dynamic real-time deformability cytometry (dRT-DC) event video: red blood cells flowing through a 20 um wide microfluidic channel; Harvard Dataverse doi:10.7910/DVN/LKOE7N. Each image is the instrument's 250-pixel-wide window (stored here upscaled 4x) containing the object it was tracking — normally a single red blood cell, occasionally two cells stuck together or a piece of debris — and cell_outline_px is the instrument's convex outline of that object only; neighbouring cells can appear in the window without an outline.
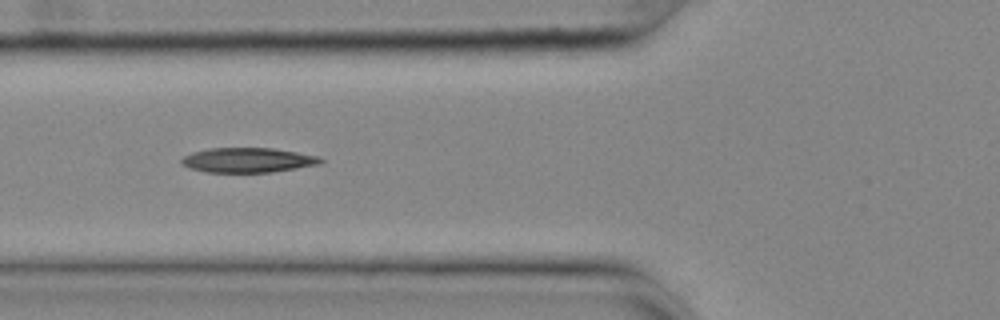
{"species": "common noctule bat (a hibernating species)", "species_latin": "Nyctalus noctula", "temperature_condition": "cold", "stored_images_in_passage": 20, "camera_frame_rate_fps": 3000, "um_per_image_px": 0.085, "animal": {"sex": "female", "body_mass_g": 25.1}, "frame": {"image": 1, "passage_image": 6, "time_ms": 1.667, "image_size_px": [1000, 320], "cell_outline_px": [[324, 160], [320, 164], [272, 172], [204, 172], [188, 168], [180, 164], [180, 160], [184, 156], [192, 152], [208, 148], [272, 148], [320, 156]], "centroid_in_image_um": [21.03, 13.61], "position_along_channel_um": 104.8, "area_um2": 20.17}}
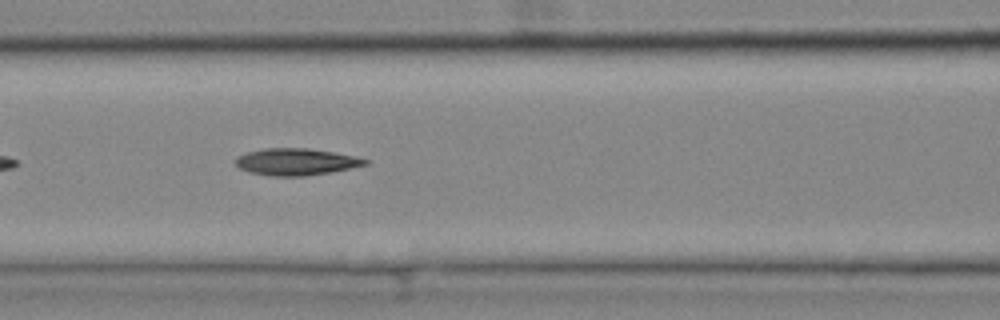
{"frame": {"image": 2, "passage_image": 9, "time_ms": 2.667, "image_size_px": [1000, 320], "cell_outline_px": [[372, 160], [368, 164], [352, 168], [304, 176], [268, 176], [248, 172], [240, 168], [232, 160], [236, 156], [248, 152], [264, 148], [308, 148], [356, 156]], "centroid_in_image_um": [25.15, 13.75], "position_along_channel_um": 141.4, "area_um2": 20.46}}
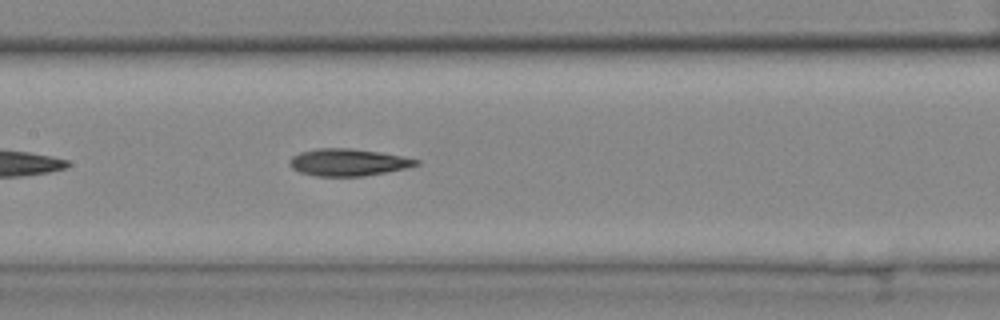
{"frame": {"image": 3, "passage_image": 12, "time_ms": 3.667, "image_size_px": [1000, 320], "cell_outline_px": [[420, 164], [404, 168], [364, 176], [316, 176], [300, 172], [292, 168], [288, 164], [288, 160], [292, 156], [300, 152], [316, 148], [352, 148], [380, 152], [420, 160]], "centroid_in_image_um": [29.53, 13.79], "position_along_channel_um": 177.9, "area_um2": 19.94}}